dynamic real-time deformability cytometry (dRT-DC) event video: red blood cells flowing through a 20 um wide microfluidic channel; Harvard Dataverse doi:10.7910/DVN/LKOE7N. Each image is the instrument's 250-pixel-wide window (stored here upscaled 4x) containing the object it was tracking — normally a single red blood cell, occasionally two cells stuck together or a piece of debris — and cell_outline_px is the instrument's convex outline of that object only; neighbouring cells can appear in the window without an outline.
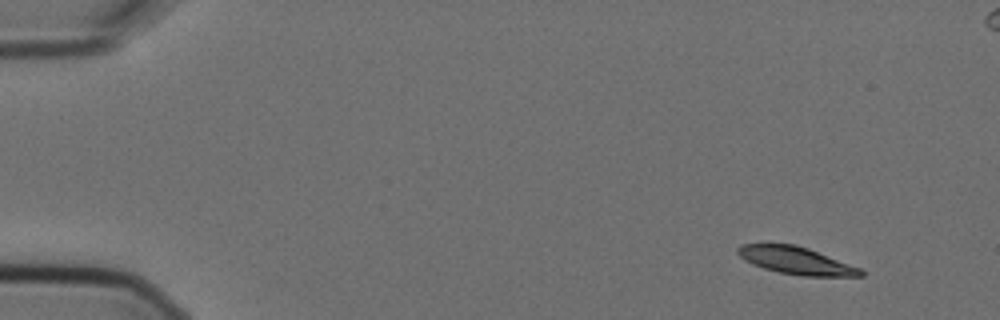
{"species": "Egyptian fruit bat (a non-hibernating species)", "species_latin": "Rousettus aegyptiacus", "temperature_condition": "cold", "stored_images_in_passage": 5, "camera_frame_rate_fps": 3000, "um_per_image_px": 0.085, "animal": {"sex": "female"}, "frame": {"image": 1, "passage_image": 1, "time_ms": 0.0, "image_size_px": [1000, 320], "cell_outline_px": [[864, 276], [804, 276], [780, 272], [764, 268], [752, 264], [744, 260], [736, 252], [736, 248], [740, 244], [796, 244], [808, 248], [860, 268], [864, 272]], "centroid_in_image_um": [67.64, 22.14], "position_along_channel_um": 17.4, "area_um2": 19.48}}